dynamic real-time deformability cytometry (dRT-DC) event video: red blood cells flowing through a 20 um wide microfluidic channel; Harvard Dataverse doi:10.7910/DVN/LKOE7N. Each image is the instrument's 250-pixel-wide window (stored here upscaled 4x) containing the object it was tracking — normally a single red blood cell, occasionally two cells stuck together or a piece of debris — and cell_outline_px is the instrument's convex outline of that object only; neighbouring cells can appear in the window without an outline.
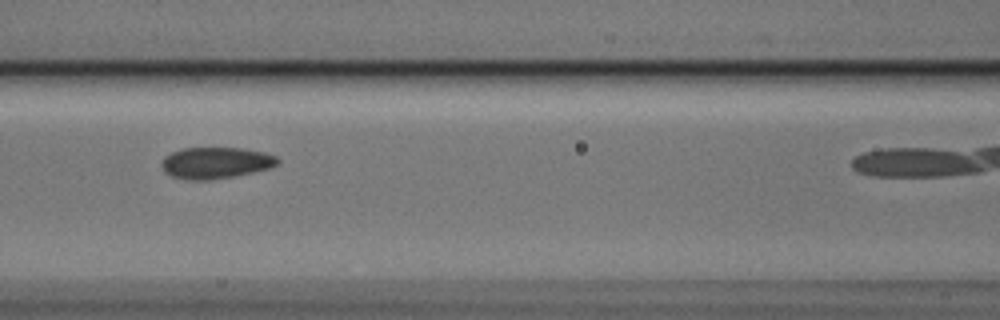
{"species": "Egyptian fruit bat (a non-hibernating species)", "species_latin": "Rousettus aegyptiacus", "temperature_condition": "cold", "stored_images_in_passage": 7, "camera_frame_rate_fps": 3000, "um_per_image_px": 0.085, "animal": {"sex": "male"}, "frame": {"image": 1, "passage_image": 4, "time_ms": 1.0, "image_size_px": [1000, 320], "cell_outline_px": [[280, 164], [272, 168], [236, 176], [208, 180], [188, 180], [172, 176], [164, 172], [160, 164], [164, 156], [172, 152], [184, 148], [244, 148], [264, 152], [276, 156], [280, 160]], "centroid_in_image_um": [18.37, 13.84], "position_along_channel_um": 148.2, "area_um2": 21.56}}